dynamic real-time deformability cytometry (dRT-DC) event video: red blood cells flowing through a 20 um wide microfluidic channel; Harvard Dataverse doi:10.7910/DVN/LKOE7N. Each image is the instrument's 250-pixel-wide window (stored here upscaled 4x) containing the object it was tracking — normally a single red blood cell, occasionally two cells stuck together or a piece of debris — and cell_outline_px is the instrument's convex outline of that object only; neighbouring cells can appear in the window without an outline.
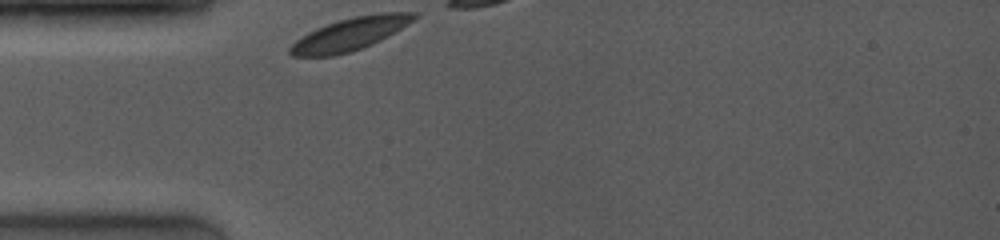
{"species": "common noctule bat (a hibernating species)", "species_latin": "Nyctalus noctula", "temperature_condition": "room temperature", "stored_images_in_passage": 10, "camera_frame_rate_fps": 4000, "um_per_image_px": 0.085, "animal": {"sex": "female", "body_mass_g": 19.0, "forearm_length_mm": 53.3}, "frame": {"image": 1, "passage_image": 1, "time_ms": 0.0, "image_size_px": [1000, 240], "cell_outline_px": [[420, 16], [380, 40], [372, 44], [352, 52], [332, 56], [292, 56], [288, 52], [288, 48], [296, 40], [308, 32], [316, 28], [340, 20], [356, 16], [384, 12], [420, 12]], "centroid_in_image_um": [29.75, 2.9], "position_along_channel_um": 55.2, "area_um2": 23.41}}